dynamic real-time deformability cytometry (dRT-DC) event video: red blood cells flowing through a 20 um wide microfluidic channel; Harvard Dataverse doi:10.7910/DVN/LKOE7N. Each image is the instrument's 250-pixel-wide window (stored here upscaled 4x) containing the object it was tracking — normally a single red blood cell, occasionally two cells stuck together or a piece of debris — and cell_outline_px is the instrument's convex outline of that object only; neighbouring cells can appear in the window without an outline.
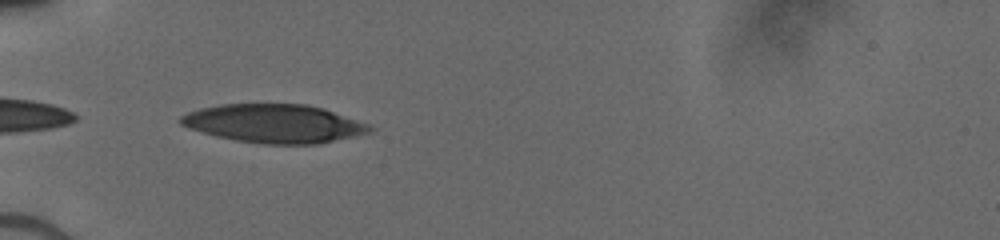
{"species": "human", "species_latin": "Homo sapiens", "temperature_condition": "cold", "stored_images_in_passage": 28, "camera_frame_rate_fps": 3000, "um_per_image_px": 0.085, "donor": {"sex": "male"}, "frame": {"image": 1, "passage_image": 1, "time_ms": 0.0, "image_size_px": [1000, 240], "cell_outline_px": [[376, 128], [372, 132], [356, 136], [316, 144], [264, 144], [236, 140], [216, 136], [180, 124], [180, 116], [188, 112], [200, 108], [220, 104], [308, 104], [324, 108], [372, 124]], "centroid_in_image_um": [23.39, 10.49], "position_along_channel_um": 61.6, "area_um2": 42.6}}
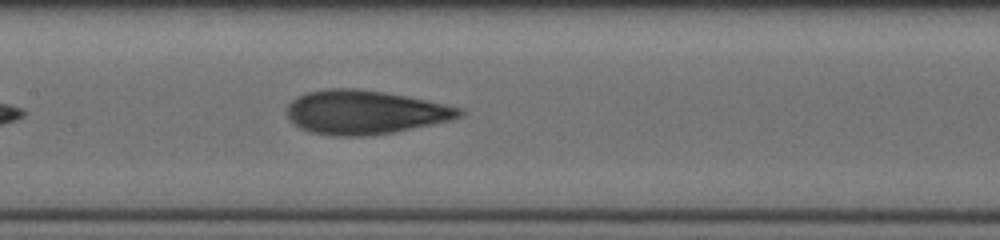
{"frame": {"image": 2, "passage_image": 10, "time_ms": 3.0, "image_size_px": [1000, 240], "cell_outline_px": [[464, 116], [452, 120], [392, 132], [368, 136], [336, 136], [308, 132], [300, 128], [288, 120], [288, 104], [296, 96], [304, 92], [328, 88], [356, 88], [384, 92], [464, 108]], "centroid_in_image_um": [30.98, 9.54], "position_along_channel_um": 176.4, "area_um2": 44.27}}
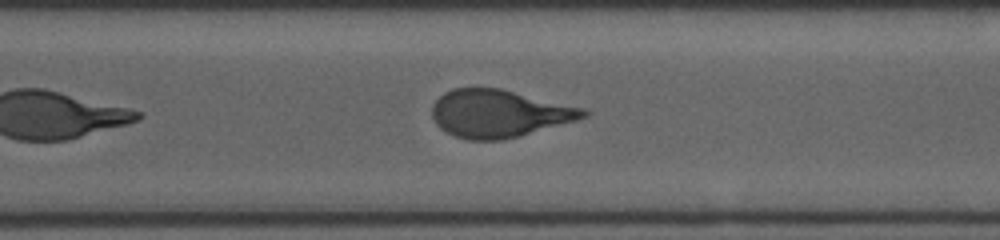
{"frame": {"image": 3, "passage_image": 21, "time_ms": 6.667, "image_size_px": [1000, 240], "cell_outline_px": [[592, 112], [588, 116], [576, 120], [516, 136], [500, 140], [468, 140], [456, 136], [440, 128], [436, 124], [432, 116], [432, 104], [444, 92], [452, 88], [500, 88], [588, 108]], "centroid_in_image_um": [42.44, 9.63], "position_along_channel_um": 328.2, "area_um2": 41.96}}